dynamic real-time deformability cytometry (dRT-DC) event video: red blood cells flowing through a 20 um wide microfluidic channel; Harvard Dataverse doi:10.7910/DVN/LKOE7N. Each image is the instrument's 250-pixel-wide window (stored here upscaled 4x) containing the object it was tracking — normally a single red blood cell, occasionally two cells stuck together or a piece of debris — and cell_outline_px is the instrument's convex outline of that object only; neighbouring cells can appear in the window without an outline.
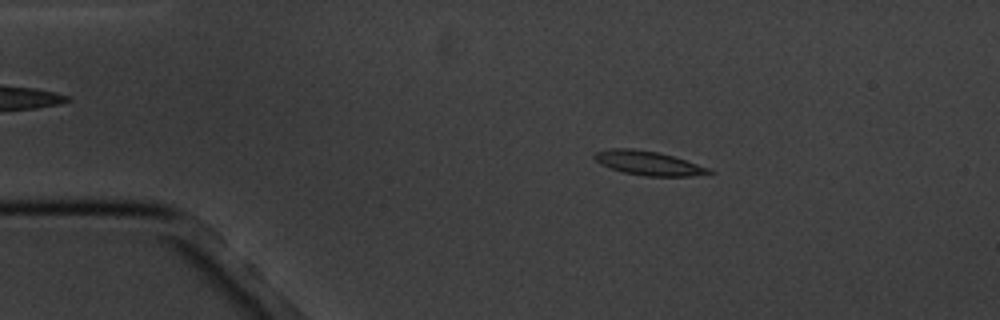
{"species": "common noctule bat (a hibernating species)", "species_latin": "Nyctalus noctula", "temperature_condition": "cold", "stored_images_in_passage": 4, "camera_frame_rate_fps": 3000, "um_per_image_px": 0.085, "animal": {"sex": "male", "body_mass_g": 20.1, "forearm_length_mm": 53.5}, "frame": {"image": 1, "passage_image": 3, "time_ms": 2.333, "image_size_px": [1000, 320], "cell_outline_px": [[716, 172], [692, 176], [644, 176], [624, 172], [600, 164], [592, 156], [596, 152], [612, 148], [632, 148], [660, 152], [708, 168]], "centroid_in_image_um": [55.09, 13.86], "position_along_channel_um": 29.9, "area_um2": 15.9}}